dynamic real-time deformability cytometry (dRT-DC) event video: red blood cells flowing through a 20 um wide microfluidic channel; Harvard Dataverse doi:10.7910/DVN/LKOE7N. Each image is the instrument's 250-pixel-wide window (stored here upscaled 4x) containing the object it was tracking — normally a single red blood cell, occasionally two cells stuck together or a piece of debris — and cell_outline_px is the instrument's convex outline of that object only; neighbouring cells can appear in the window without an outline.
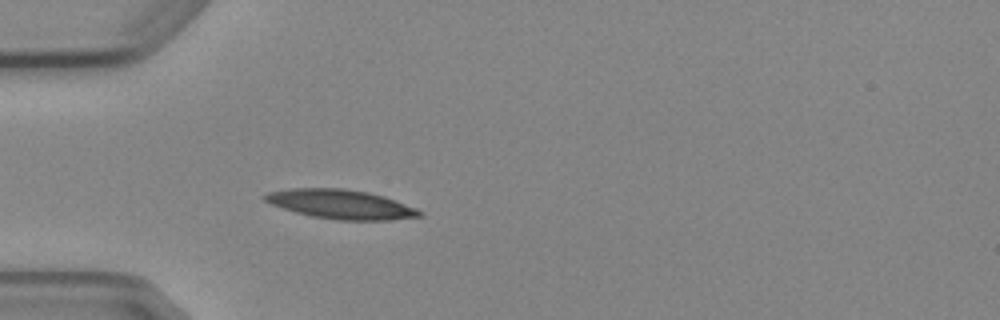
{"species": "Egyptian fruit bat (a non-hibernating species)", "species_latin": "Rousettus aegyptiacus", "temperature_condition": "cold", "stored_images_in_passage": 4, "camera_frame_rate_fps": 3000, "um_per_image_px": 0.085, "animal": {"sex": "female"}, "frame": {"image": 1, "passage_image": 4, "time_ms": 4.333, "image_size_px": [1000, 320], "cell_outline_px": [[424, 216], [388, 220], [340, 220], [312, 216], [296, 212], [272, 204], [264, 200], [264, 196], [268, 192], [292, 188], [344, 188], [368, 192], [384, 196], [416, 208], [424, 212]], "centroid_in_image_um": [29.02, 17.36], "position_along_channel_um": 56.0, "area_um2": 26.18}}